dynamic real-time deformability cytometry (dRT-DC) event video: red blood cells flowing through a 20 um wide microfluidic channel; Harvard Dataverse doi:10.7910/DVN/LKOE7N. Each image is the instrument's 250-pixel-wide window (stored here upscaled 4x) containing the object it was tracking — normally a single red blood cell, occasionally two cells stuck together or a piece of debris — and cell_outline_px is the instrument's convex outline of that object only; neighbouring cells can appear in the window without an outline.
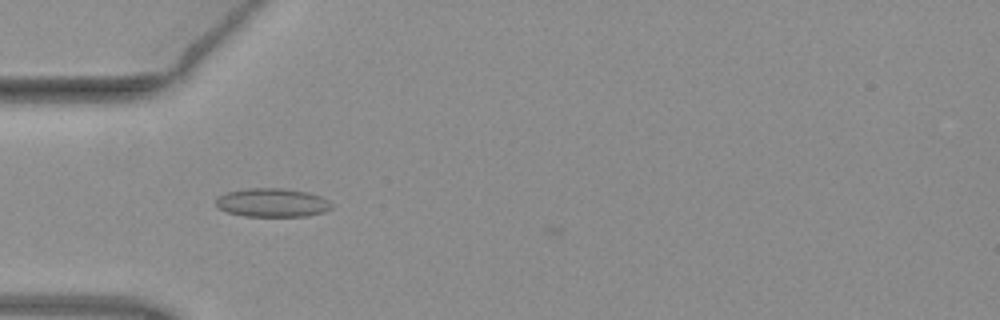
{"species": "common noctule bat (a hibernating species)", "species_latin": "Nyctalus noctula", "temperature_condition": "warm", "stored_images_in_passage": 37, "camera_frame_rate_fps": 3000, "um_per_image_px": 0.085, "animal": {"sex": "female", "body_mass_g": 19.3, "forearm_length_mm": 54.1}, "frame": {"image": 1, "passage_image": 2, "time_ms": 0.333, "image_size_px": [1000, 320], "cell_outline_px": [[332, 208], [324, 212], [304, 216], [244, 216], [228, 212], [220, 208], [216, 204], [216, 196], [228, 192], [248, 188], [284, 188], [308, 192], [320, 196], [328, 200], [332, 204]], "centroid_in_image_um": [23.15, 17.22], "position_along_channel_um": 61.8, "area_um2": 19.31}}
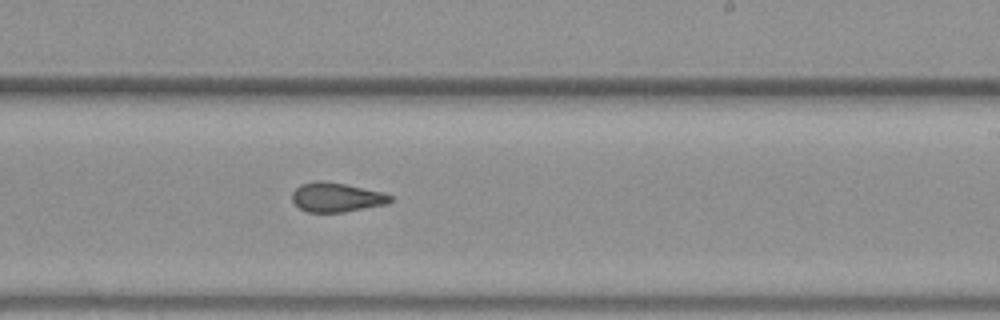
{"frame": {"image": 2, "passage_image": 17, "time_ms": 5.333, "image_size_px": [1000, 320], "cell_outline_px": [[392, 200], [388, 204], [344, 212], [308, 212], [300, 208], [292, 200], [292, 192], [300, 184], [316, 180], [324, 180], [384, 192], [392, 196]], "centroid_in_image_um": [28.61, 16.76], "position_along_channel_um": 260.4, "area_um2": 16.88}}
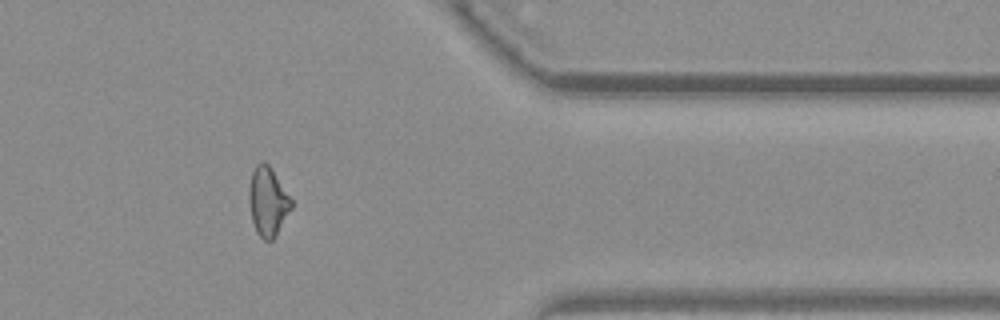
{"frame": {"image": 3, "passage_image": 28, "time_ms": 9.0, "image_size_px": [1000, 320], "cell_outline_px": [[292, 208], [276, 236], [272, 240], [264, 240], [256, 232], [252, 220], [248, 200], [248, 192], [252, 172], [256, 164], [260, 160], [264, 160], [272, 168], [292, 200]], "centroid_in_image_um": [22.76, 17.11], "position_along_channel_um": 388.6, "area_um2": 17.17}, "authors_computed_cell_mechanics": {"area_um2": 17.1088, "velocity_mm_per_s": 4.0038, "shape_relaxation_time_tau1_ms": null, "shape_relaxation_time_tau2_ms": 1.267, "deformation_change_tau1": null, "deformation_change_tau2": 0.0904}}